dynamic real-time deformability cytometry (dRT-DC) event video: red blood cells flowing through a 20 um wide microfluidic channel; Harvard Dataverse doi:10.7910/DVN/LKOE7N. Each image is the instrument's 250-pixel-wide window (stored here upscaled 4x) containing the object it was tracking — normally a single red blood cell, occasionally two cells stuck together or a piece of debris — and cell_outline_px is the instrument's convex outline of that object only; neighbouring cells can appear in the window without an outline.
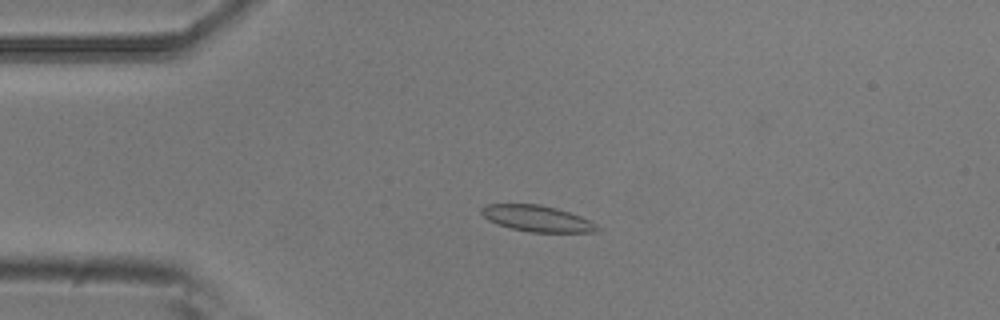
{"species": "common noctule bat (a hibernating species)", "species_latin": "Nyctalus noctula", "temperature_condition": "room temperature", "stored_images_in_passage": 7, "camera_frame_rate_fps": 3000, "um_per_image_px": 0.085, "animal": {"sex": "male", "body_mass_g": 20.5, "forearm_length_mm": 52.5}, "frame": {"image": 1, "passage_image": 3, "time_ms": 0.667, "image_size_px": [1000, 320], "cell_outline_px": [[600, 228], [596, 232], [532, 232], [512, 228], [496, 224], [488, 220], [480, 212], [480, 208], [488, 204], [540, 204], [556, 208], [580, 216], [596, 224]], "centroid_in_image_um": [45.63, 18.57], "position_along_channel_um": 39.4, "area_um2": 17.51}}
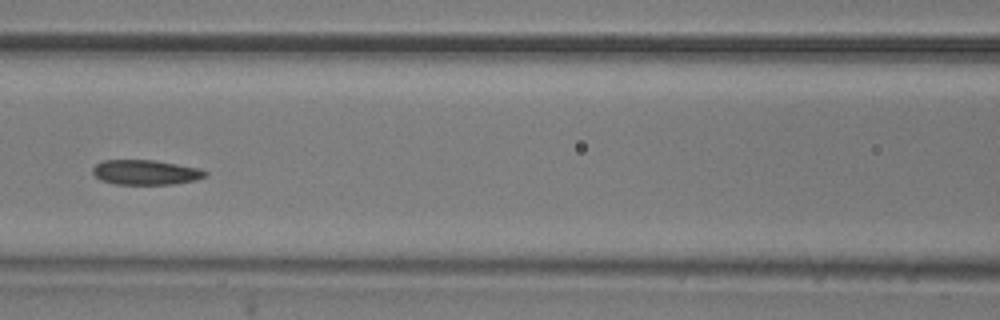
{"frame": {"image": 2, "passage_image": 6, "time_ms": 1.667, "image_size_px": [1000, 320], "cell_outline_px": [[208, 176], [196, 180], [172, 184], [116, 184], [100, 180], [92, 172], [92, 168], [96, 164], [104, 160], [152, 160], [200, 168], [208, 172]], "centroid_in_image_um": [12.4, 14.65], "position_along_channel_um": 154.2, "area_um2": 16.3}}
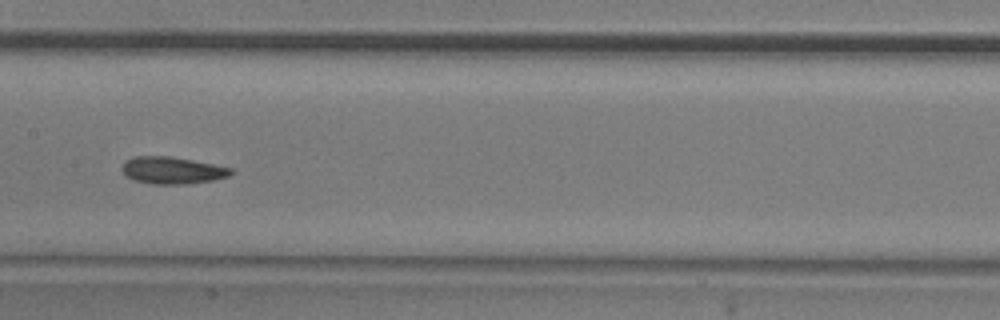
{"frame": {"image": 3, "passage_image": 7, "time_ms": 2.0, "image_size_px": [1000, 320], "cell_outline_px": [[232, 172], [228, 176], [212, 180], [188, 184], [152, 184], [136, 180], [128, 176], [124, 172], [124, 160], [136, 156], [168, 156], [192, 160], [232, 168]], "centroid_in_image_um": [14.66, 14.48], "position_along_channel_um": 192.7, "area_um2": 16.82}}